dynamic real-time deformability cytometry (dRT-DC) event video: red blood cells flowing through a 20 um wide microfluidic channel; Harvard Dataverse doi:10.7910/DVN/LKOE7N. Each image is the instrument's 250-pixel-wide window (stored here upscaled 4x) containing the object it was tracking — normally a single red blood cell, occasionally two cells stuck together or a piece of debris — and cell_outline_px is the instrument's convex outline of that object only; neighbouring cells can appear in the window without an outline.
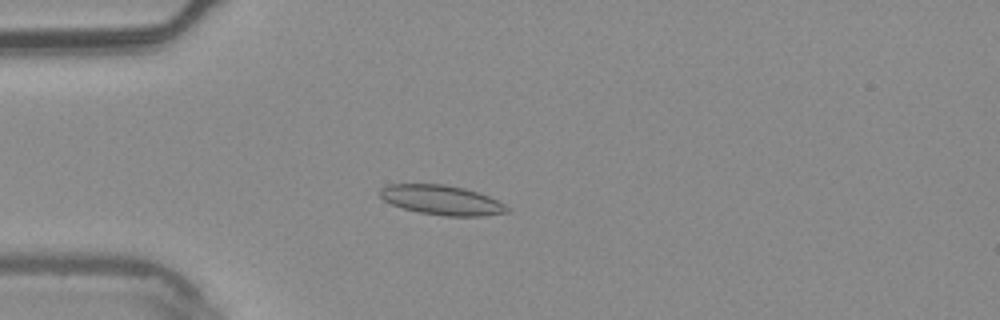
{"species": "common noctule bat (a hibernating species)", "species_latin": "Nyctalus noctula", "temperature_condition": "warm", "stored_images_in_passage": 7, "camera_frame_rate_fps": 3000, "um_per_image_px": 0.085, "animal": {"sex": "male", "body_mass_g": 20.4}, "frame": {"image": 1, "passage_image": 4, "time_ms": 1.0, "image_size_px": [1000, 320], "cell_outline_px": [[512, 212], [484, 216], [444, 216], [420, 212], [404, 208], [392, 204], [384, 200], [380, 196], [380, 188], [388, 184], [444, 184], [464, 188], [488, 196], [512, 208]], "centroid_in_image_um": [37.59, 17.01], "position_along_channel_um": 47.4, "area_um2": 21.96}}
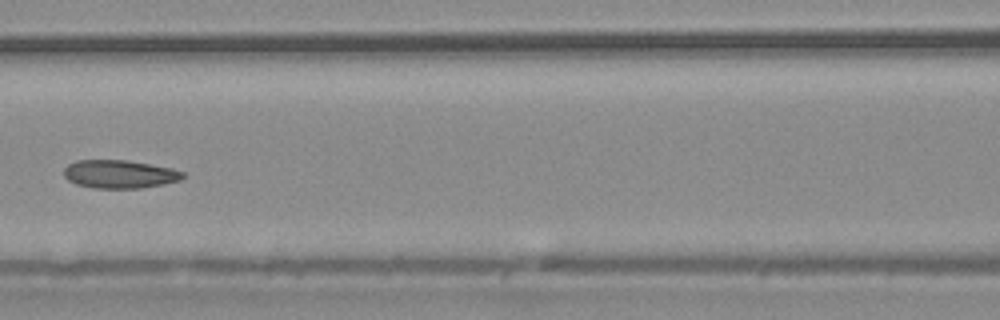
{"frame": {"image": 2, "passage_image": 7, "time_ms": 2.0, "image_size_px": [1000, 320], "cell_outline_px": [[184, 176], [180, 180], [164, 184], [140, 188], [92, 188], [76, 184], [68, 180], [64, 176], [64, 168], [68, 164], [76, 160], [124, 160], [172, 168], [184, 172]], "centroid_in_image_um": [10.14, 14.8], "position_along_channel_um": 156.5, "area_um2": 19.54}}